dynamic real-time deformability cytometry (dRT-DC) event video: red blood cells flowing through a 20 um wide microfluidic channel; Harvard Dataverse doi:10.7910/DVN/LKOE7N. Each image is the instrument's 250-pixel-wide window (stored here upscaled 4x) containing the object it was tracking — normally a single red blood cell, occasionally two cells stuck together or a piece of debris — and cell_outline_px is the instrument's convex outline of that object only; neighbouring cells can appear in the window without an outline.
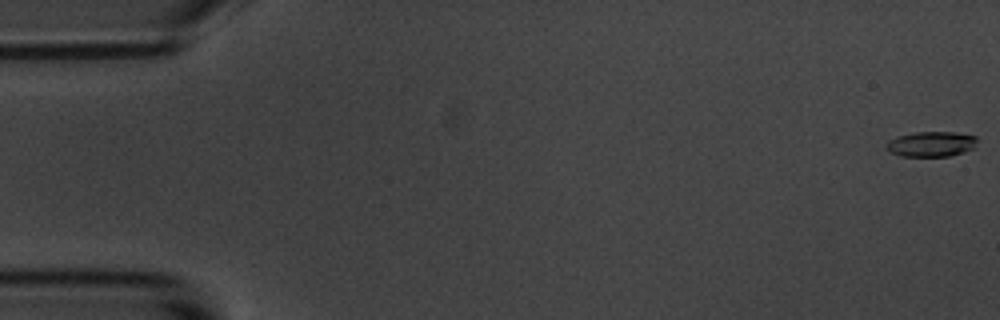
{"species": "common noctule bat (a hibernating species)", "species_latin": "Nyctalus noctula", "temperature_condition": "room temperature", "stored_images_in_passage": 56, "camera_frame_rate_fps": 3000, "um_per_image_px": 0.085, "animal": {"sex": "male", "body_mass_g": 20.1, "forearm_length_mm": 53.5}, "frame": {"image": 1, "passage_image": 1, "time_ms": 0.0, "image_size_px": [1000, 320], "cell_outline_px": [[976, 148], [952, 156], [900, 156], [884, 148], [884, 144], [888, 140], [896, 136], [916, 132], [952, 132], [976, 136]], "centroid_in_image_um": [79.13, 12.25], "position_along_channel_um": 5.9, "area_um2": 13.53}}
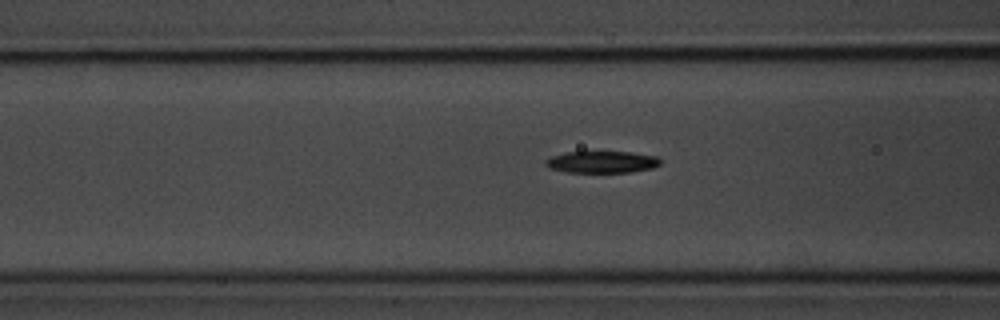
{"frame": {"image": 2, "passage_image": 22, "time_ms": 7.0, "image_size_px": [1000, 320], "cell_outline_px": [[660, 164], [652, 168], [632, 172], [568, 172], [552, 168], [544, 164], [544, 160], [552, 156], [564, 152], [632, 152], [656, 156], [660, 160]], "centroid_in_image_um": [51.16, 13.76], "position_along_channel_um": 115.4, "area_um2": 14.51}}
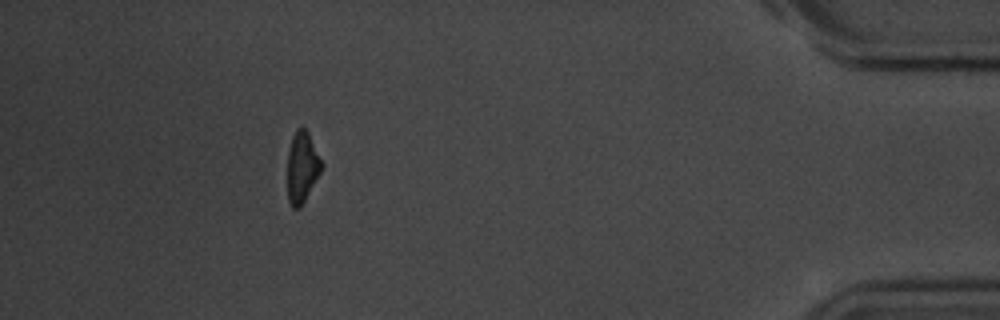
{"frame": {"image": 3, "passage_image": 51, "time_ms": 16.667, "image_size_px": [1000, 320], "cell_outline_px": [[324, 164], [320, 172], [300, 208], [292, 208], [288, 200], [288, 148], [292, 136], [296, 128], [304, 128], [308, 132]], "centroid_in_image_um": [25.67, 14.18], "position_along_channel_um": 409.5, "area_um2": 14.05}, "authors_computed_cell_mechanics": {"area_um2": 14.8257, "velocity_mm_per_s": 3.6297, "shape_relaxation_time_tau1_ms": 3.517, "shape_relaxation_time_tau2_ms": null, "deformation_change_tau1": 0.1497, "deformation_change_tau2": null}}